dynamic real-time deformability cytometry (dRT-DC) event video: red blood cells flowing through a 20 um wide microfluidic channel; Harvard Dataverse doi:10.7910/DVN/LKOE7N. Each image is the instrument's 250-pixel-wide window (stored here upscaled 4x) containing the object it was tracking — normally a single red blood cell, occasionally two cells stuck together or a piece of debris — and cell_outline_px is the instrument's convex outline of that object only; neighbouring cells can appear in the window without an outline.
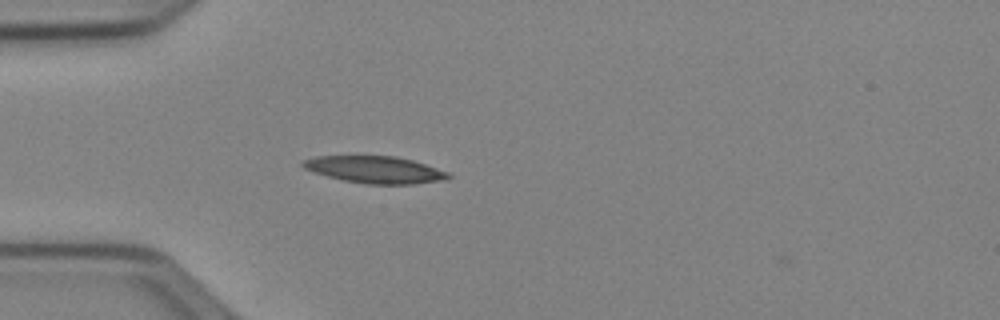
{"species": "Egyptian fruit bat (a non-hibernating species)", "species_latin": "Rousettus aegyptiacus", "temperature_condition": "cold", "stored_images_in_passage": 37, "camera_frame_rate_fps": 3000, "um_per_image_px": 0.085, "animal": {"sex": "female"}, "frame": {"image": 1, "passage_image": 1, "time_ms": 0.0, "image_size_px": [1000, 320], "cell_outline_px": [[452, 176], [444, 180], [416, 184], [368, 184], [344, 180], [328, 176], [304, 168], [300, 164], [304, 160], [316, 156], [396, 156], [412, 160], [448, 172]], "centroid_in_image_um": [31.9, 14.42], "position_along_channel_um": 53.1, "area_um2": 22.66}}
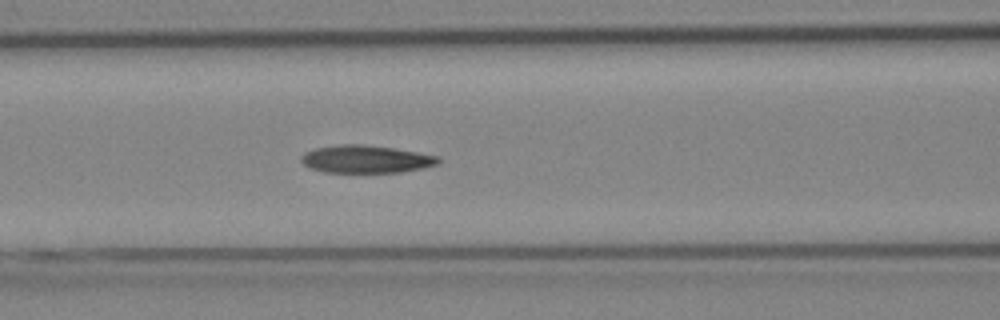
{"frame": {"image": 2, "passage_image": 8, "time_ms": 2.333, "image_size_px": [1000, 320], "cell_outline_px": [[440, 160], [436, 164], [420, 168], [400, 172], [324, 172], [312, 168], [304, 164], [300, 160], [300, 156], [304, 152], [316, 148], [340, 144], [360, 144], [392, 148], [440, 156]], "centroid_in_image_um": [31.06, 13.52], "position_along_channel_um": 135.5, "area_um2": 21.85}}
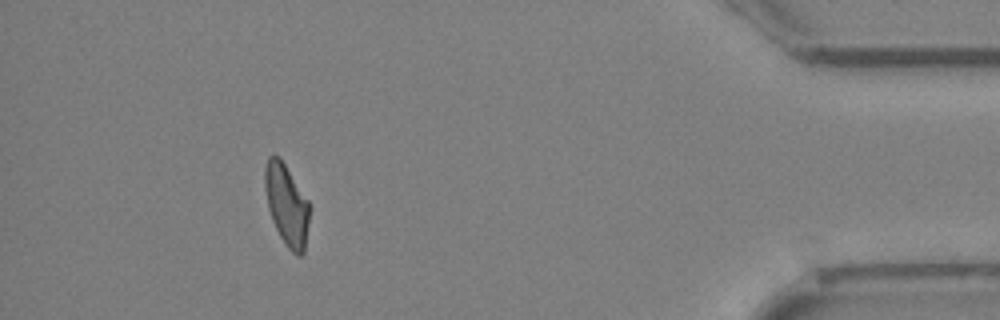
{"frame": {"image": 3, "passage_image": 33, "time_ms": 10.667, "image_size_px": [1000, 320], "cell_outline_px": [[312, 208], [304, 252], [300, 256], [296, 256], [284, 244], [272, 220], [268, 208], [264, 188], [264, 168], [268, 156], [280, 156], [308, 200]], "centroid_in_image_um": [24.38, 17.42], "position_along_channel_um": 410.8, "area_um2": 21.62}, "authors_computed_cell_mechanics": {"area_um2": 22.0796, "velocity_mm_per_s": 3.958, "shape_relaxation_time_tau1_ms": 7.479, "shape_relaxation_time_tau2_ms": 6.6307, "deformation_change_tau1": 0.1872, "deformation_change_tau2": 0.1654}}